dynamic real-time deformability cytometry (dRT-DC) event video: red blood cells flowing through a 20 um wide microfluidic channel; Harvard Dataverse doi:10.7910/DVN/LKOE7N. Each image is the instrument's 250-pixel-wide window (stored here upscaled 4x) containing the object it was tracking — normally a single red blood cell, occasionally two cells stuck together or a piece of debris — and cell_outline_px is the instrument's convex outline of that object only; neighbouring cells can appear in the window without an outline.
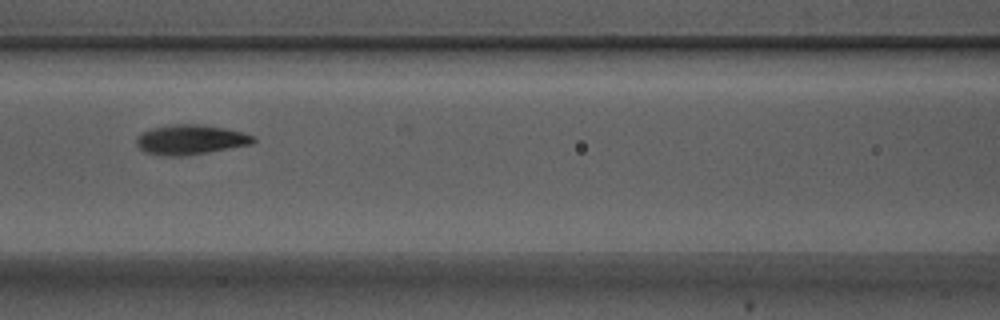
{"species": "Egyptian fruit bat (a non-hibernating species)", "species_latin": "Rousettus aegyptiacus", "temperature_condition": "warm", "stored_images_in_passage": 6, "camera_frame_rate_fps": 3000, "um_per_image_px": 0.085, "animal": {"sex": "male"}, "frame": {"image": 1, "passage_image": 4, "time_ms": 1.0, "image_size_px": [1000, 320], "cell_outline_px": [[256, 140], [252, 144], [208, 152], [184, 156], [160, 156], [144, 152], [136, 144], [136, 136], [140, 132], [152, 128], [172, 124], [200, 124], [224, 128], [256, 136]], "centroid_in_image_um": [16.15, 11.87], "position_along_channel_um": 150.5, "area_um2": 20.46}}
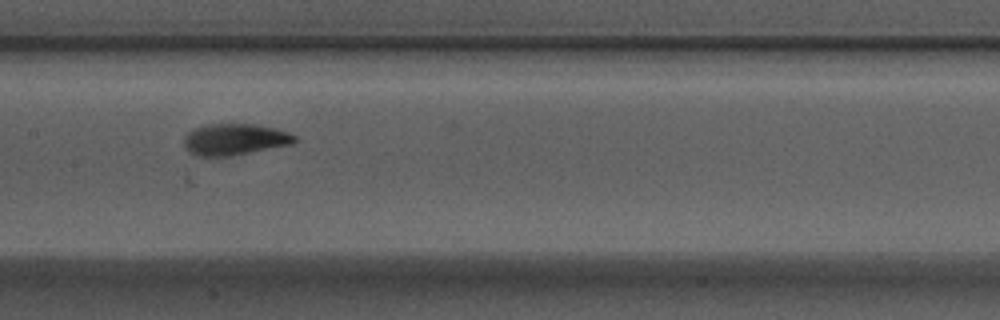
{"frame": {"image": 2, "passage_image": 5, "time_ms": 1.333, "image_size_px": [1000, 320], "cell_outline_px": [[296, 140], [292, 144], [228, 156], [196, 156], [188, 152], [184, 144], [184, 140], [188, 132], [196, 128], [208, 124], [252, 124], [276, 128], [288, 132], [296, 136]], "centroid_in_image_um": [19.94, 11.85], "position_along_channel_um": 187.5, "area_um2": 20.06}}
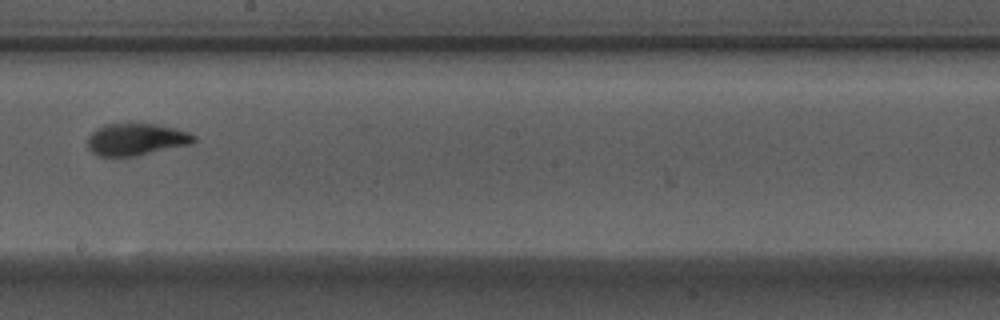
{"frame": {"image": 3, "passage_image": 6, "time_ms": 1.667, "image_size_px": [1000, 320], "cell_outline_px": [[196, 140], [192, 144], [136, 156], [100, 156], [92, 152], [88, 148], [88, 136], [96, 128], [104, 124], [156, 124], [176, 128], [188, 132], [196, 136]], "centroid_in_image_um": [11.59, 11.85], "position_along_channel_um": 236.6, "area_um2": 19.88}}